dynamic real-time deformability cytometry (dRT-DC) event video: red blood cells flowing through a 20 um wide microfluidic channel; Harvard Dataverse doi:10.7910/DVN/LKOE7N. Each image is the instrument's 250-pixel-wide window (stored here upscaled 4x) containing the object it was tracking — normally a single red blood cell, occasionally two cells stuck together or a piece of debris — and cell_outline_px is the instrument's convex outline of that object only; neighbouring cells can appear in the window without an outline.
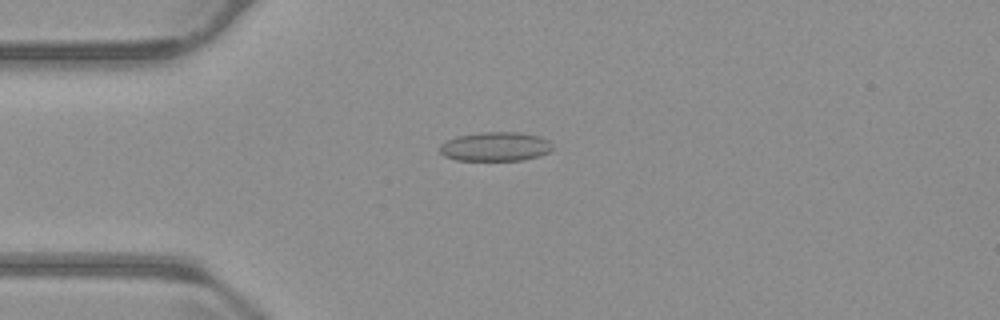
{"species": "common noctule bat (a hibernating species)", "species_latin": "Nyctalus noctula", "temperature_condition": "warm", "stored_images_in_passage": 55, "camera_frame_rate_fps": 3000, "um_per_image_px": 0.085, "animal": {"sex": "male", "body_mass_g": 23.1, "forearm_length_mm": 52.7}, "frame": {"image": 1, "passage_image": 14, "time_ms": 4.333, "image_size_px": [1000, 320], "cell_outline_px": [[552, 148], [548, 152], [540, 156], [524, 160], [456, 160], [444, 156], [440, 152], [440, 144], [456, 136], [480, 132], [520, 132], [540, 136], [548, 140], [552, 144]], "centroid_in_image_um": [42.12, 12.45], "position_along_channel_um": 42.9, "area_um2": 19.25}}
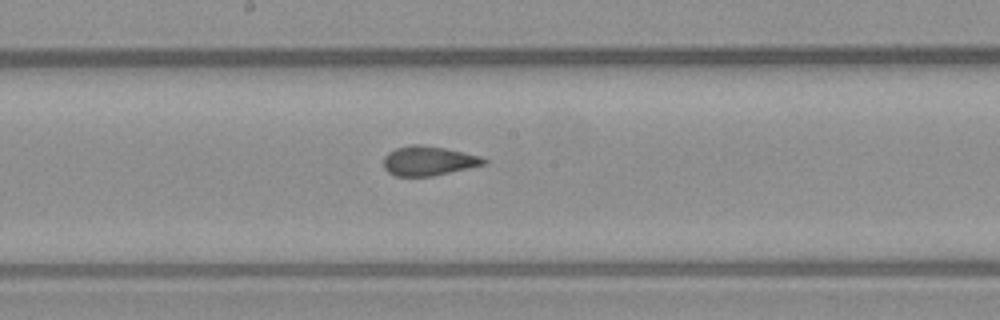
{"frame": {"image": 2, "passage_image": 29, "time_ms": 9.333, "image_size_px": [1000, 320], "cell_outline_px": [[488, 164], [432, 176], [396, 176], [388, 172], [384, 168], [384, 156], [388, 152], [396, 148], [412, 144], [420, 144], [444, 148], [480, 156], [488, 160]], "centroid_in_image_um": [36.43, 13.67], "position_along_channel_um": 211.8, "area_um2": 17.22}}
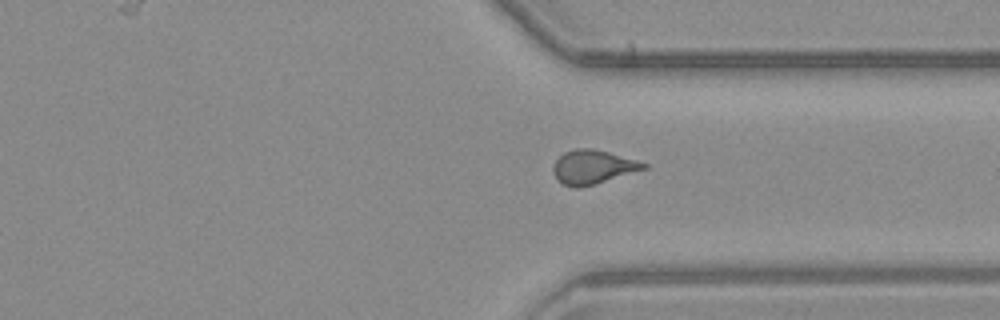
{"frame": {"image": 3, "passage_image": 41, "time_ms": 13.333, "image_size_px": [1000, 320], "cell_outline_px": [[648, 168], [596, 184], [576, 188], [572, 188], [564, 184], [552, 172], [552, 164], [564, 152], [576, 148], [592, 148], [608, 152], [636, 160], [648, 164]], "centroid_in_image_um": [50.39, 14.19], "position_along_channel_um": 361.0, "area_um2": 17.86}, "authors_computed_cell_mechanics": {"area_um2": 17.8602, "velocity_mm_per_s": 3.7446, "shape_relaxation_time_tau1_ms": null, "shape_relaxation_time_tau2_ms": 1.054, "deformation_change_tau1": null, "deformation_change_tau2": 0.0786}}